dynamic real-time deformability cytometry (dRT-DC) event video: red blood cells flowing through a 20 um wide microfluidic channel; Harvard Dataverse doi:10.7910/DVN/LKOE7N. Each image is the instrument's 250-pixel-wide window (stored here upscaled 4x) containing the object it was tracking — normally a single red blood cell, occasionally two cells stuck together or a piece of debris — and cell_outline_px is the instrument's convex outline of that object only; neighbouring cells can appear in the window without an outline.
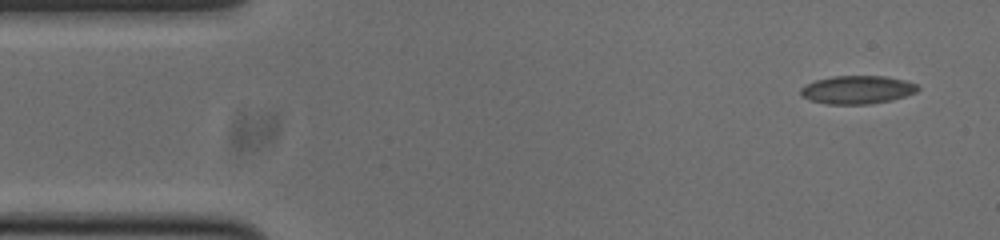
{"species": "common noctule bat (a hibernating species)", "species_latin": "Nyctalus noctula", "temperature_condition": "cold", "stored_images_in_passage": 45, "camera_frame_rate_fps": 3000, "um_per_image_px": 0.085, "animal": {"sex": "male", "body_mass_g": 20.0, "forearm_length_mm": 53.3}, "frame": {"image": 1, "passage_image": 1, "time_ms": 0.0, "image_size_px": [1000, 240], "cell_outline_px": [[920, 88], [916, 92], [904, 96], [888, 100], [868, 104], [828, 104], [812, 100], [804, 96], [800, 92], [800, 88], [816, 80], [832, 76], [884, 76], [904, 80], [916, 84]], "centroid_in_image_um": [72.88, 7.62], "position_along_channel_um": 12.1, "area_um2": 18.9}}
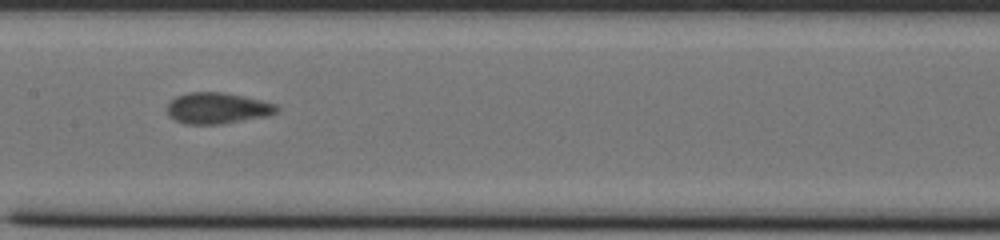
{"frame": {"image": 2, "passage_image": 23, "time_ms": 7.333, "image_size_px": [1000, 240], "cell_outline_px": [[280, 112], [268, 116], [220, 124], [184, 124], [168, 116], [168, 104], [176, 96], [188, 92], [224, 92], [244, 96], [276, 104], [280, 108]], "centroid_in_image_um": [18.51, 9.19], "position_along_channel_um": 188.9, "area_um2": 20.0}}
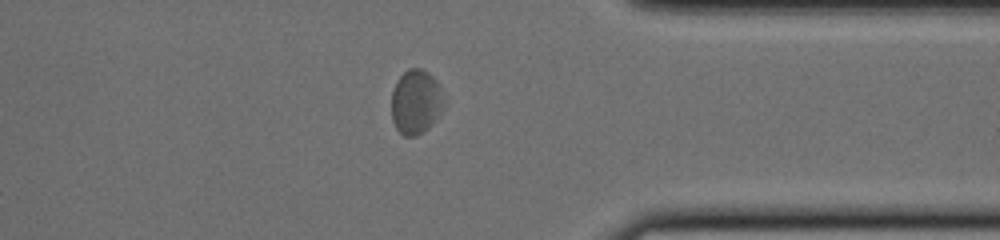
{"frame": {"image": 3, "passage_image": 39, "time_ms": 12.667, "image_size_px": [1000, 240], "cell_outline_px": [[440, 112], [432, 124], [428, 128], [416, 136], [404, 136], [396, 128], [392, 120], [392, 92], [396, 80], [408, 68], [420, 68], [428, 72], [436, 80], [440, 88]], "centroid_in_image_um": [35.29, 8.65], "position_along_channel_um": 376.1, "area_um2": 19.25}}